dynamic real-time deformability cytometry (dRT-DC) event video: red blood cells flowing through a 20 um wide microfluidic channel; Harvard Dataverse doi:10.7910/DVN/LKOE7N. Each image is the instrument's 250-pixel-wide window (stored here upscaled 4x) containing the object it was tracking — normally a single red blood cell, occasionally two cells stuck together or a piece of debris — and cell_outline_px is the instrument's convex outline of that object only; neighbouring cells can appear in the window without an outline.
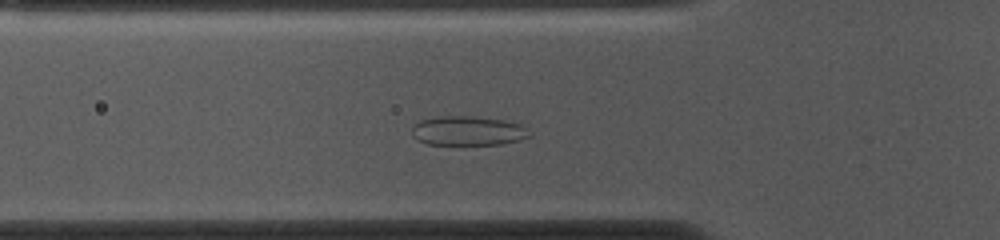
{"species": "common noctule bat (a hibernating species)", "species_latin": "Nyctalus noctula", "temperature_condition": "cold", "stored_images_in_passage": 51, "camera_frame_rate_fps": 3000, "um_per_image_px": 0.085, "animal": {"sex": "female", "body_mass_g": 10.0, "forearm_length_mm": 53.1}, "frame": {"image": 1, "passage_image": 15, "time_ms": 4.667, "image_size_px": [1000, 240], "cell_outline_px": [[532, 136], [520, 140], [500, 144], [428, 144], [416, 140], [412, 136], [412, 128], [420, 120], [440, 116], [472, 116], [504, 120], [520, 124], [532, 132]], "centroid_in_image_um": [39.8, 11.12], "position_along_channel_um": 86.0, "area_um2": 20.17}}
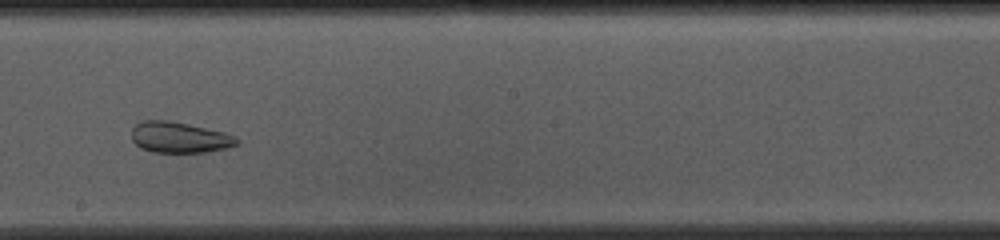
{"frame": {"image": 2, "passage_image": 27, "time_ms": 8.667, "image_size_px": [1000, 240], "cell_outline_px": [[240, 144], [224, 148], [204, 152], [152, 152], [140, 148], [132, 140], [132, 128], [140, 120], [168, 120], [188, 124], [224, 132], [240, 140]], "centroid_in_image_um": [15.22, 11.67], "position_along_channel_um": 233.0, "area_um2": 18.9}}
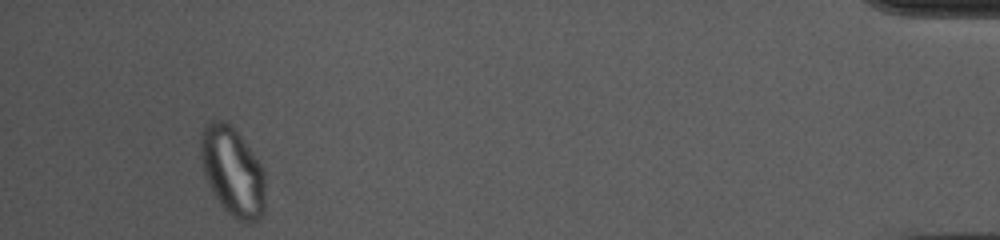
{"frame": {"image": 3, "passage_image": 48, "time_ms": 15.667, "image_size_px": [1000, 240], "cell_outline_px": [[264, 212], [256, 220], [244, 224], [236, 220], [224, 208], [216, 196], [204, 172], [200, 156], [200, 132], [212, 120], [224, 120], [236, 128], [260, 160], [264, 168]], "centroid_in_image_um": [19.8, 14.53], "position_along_channel_um": 415.4, "area_um2": 33.7}}